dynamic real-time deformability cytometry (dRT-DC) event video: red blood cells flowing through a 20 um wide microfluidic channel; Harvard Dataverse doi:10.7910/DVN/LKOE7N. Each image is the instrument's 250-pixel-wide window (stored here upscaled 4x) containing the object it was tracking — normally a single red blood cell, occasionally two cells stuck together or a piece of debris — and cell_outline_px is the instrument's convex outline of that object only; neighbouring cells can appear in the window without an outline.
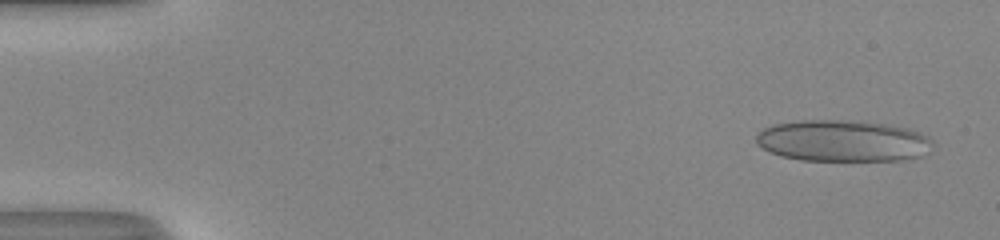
{"species": "human", "species_latin": "Homo sapiens", "temperature_condition": "room temperature", "stored_images_in_passage": 51, "camera_frame_rate_fps": 3000, "um_per_image_px": 0.085, "donor": {"sex": "male"}, "frame": {"image": 1, "passage_image": 3, "time_ms": 0.667, "image_size_px": [1000, 240], "cell_outline_px": [[936, 144], [920, 156], [900, 160], [800, 160], [780, 156], [756, 144], [756, 136], [764, 128], [772, 124], [804, 120], [864, 120], [892, 124], [908, 128], [920, 132]], "centroid_in_image_um": [71.66, 11.95], "position_along_channel_um": 13.3, "area_um2": 43.0}}
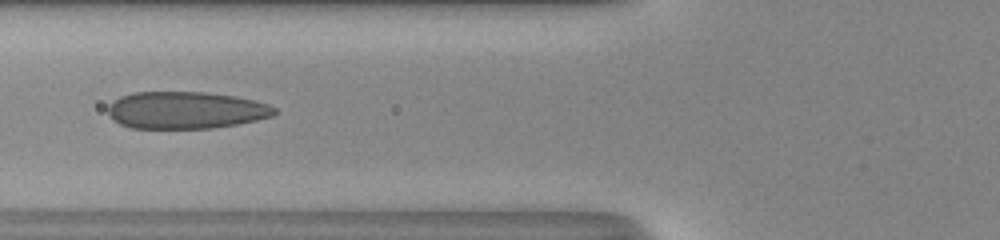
{"frame": {"image": 2, "passage_image": 21, "time_ms": 6.667, "image_size_px": [1000, 240], "cell_outline_px": [[276, 112], [272, 116], [256, 120], [236, 124], [212, 128], [132, 128], [120, 124], [108, 112], [108, 104], [120, 96], [132, 92], [204, 92], [236, 96], [256, 100], [268, 104], [276, 108]], "centroid_in_image_um": [15.8, 9.35], "position_along_channel_um": 110.0, "area_um2": 36.01}}
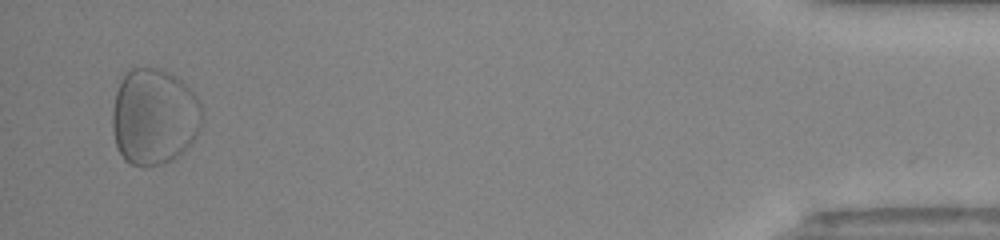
{"frame": {"image": 3, "passage_image": 50, "time_ms": 16.333, "image_size_px": [1000, 240], "cell_outline_px": [[204, 120], [192, 144], [172, 160], [160, 164], [144, 168], [132, 164], [124, 160], [116, 144], [112, 128], [112, 112], [116, 92], [120, 80], [132, 68], [156, 68], [168, 72], [176, 76], [200, 100]], "centroid_in_image_um": [13.11, 9.94], "position_along_channel_um": 422.1, "area_um2": 50.69}, "authors_computed_cell_mechanics": {"area_um2": 39.1306, "velocity_mm_per_s": 4.054, "shape_relaxation_time_tau1_ms": 5.6246, "shape_relaxation_time_tau2_ms": null, "deformation_change_tau1": 0.1431, "deformation_change_tau2": null}}